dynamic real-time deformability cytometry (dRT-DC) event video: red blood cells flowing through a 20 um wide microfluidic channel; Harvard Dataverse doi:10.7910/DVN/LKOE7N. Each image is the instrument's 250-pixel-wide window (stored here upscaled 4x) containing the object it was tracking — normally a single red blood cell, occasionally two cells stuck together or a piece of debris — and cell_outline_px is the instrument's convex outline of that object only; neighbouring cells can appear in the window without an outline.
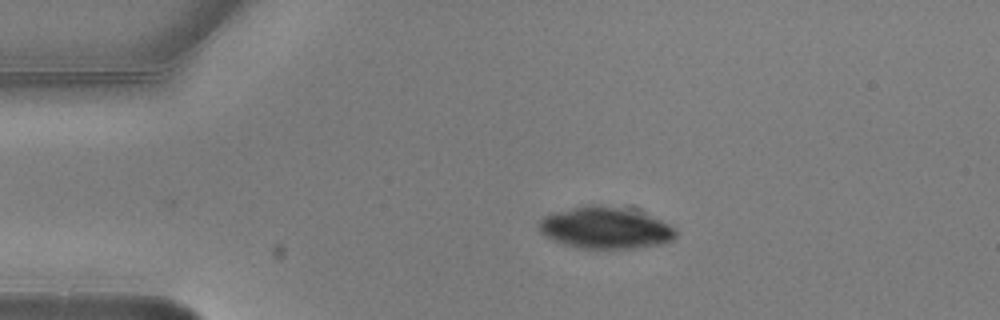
{"species": "common noctule bat (a hibernating species)", "species_latin": "Nyctalus noctula", "temperature_condition": "warm", "stored_images_in_passage": 5, "camera_frame_rate_fps": 3000, "um_per_image_px": 0.085, "animal": {"sex": "male", "body_mass_g": 20.5, "forearm_length_mm": 52.5}, "frame": {"image": 1, "passage_image": 3, "time_ms": 0.667, "image_size_px": [1000, 320], "cell_outline_px": [[676, 236], [672, 240], [664, 244], [632, 248], [580, 248], [564, 244], [544, 236], [536, 228], [536, 224], [544, 216], [556, 212], [572, 208], [592, 204], [600, 204], [632, 208], [644, 212], [676, 228]], "centroid_in_image_um": [51.47, 19.35], "position_along_channel_um": 33.5, "area_um2": 33.64}}